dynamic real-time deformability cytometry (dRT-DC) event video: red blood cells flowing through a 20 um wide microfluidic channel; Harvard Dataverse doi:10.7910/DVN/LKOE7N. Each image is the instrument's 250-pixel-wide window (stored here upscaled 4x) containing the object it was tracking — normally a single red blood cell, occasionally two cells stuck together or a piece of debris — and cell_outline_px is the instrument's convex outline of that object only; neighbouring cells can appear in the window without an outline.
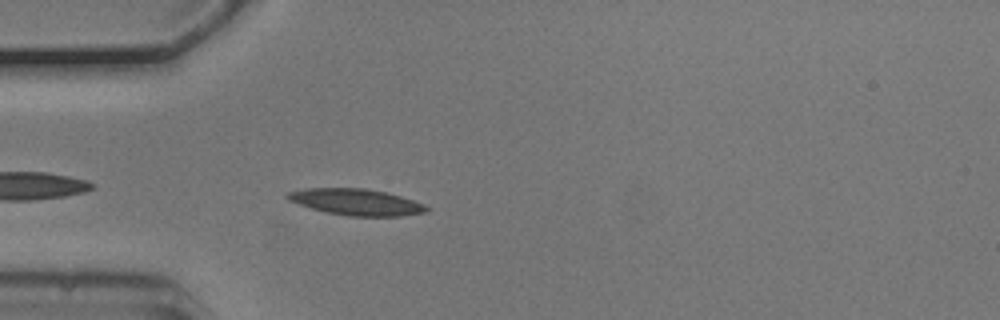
{"species": "common noctule bat (a hibernating species)", "species_latin": "Nyctalus noctula", "temperature_condition": "cold", "stored_images_in_passage": 43, "camera_frame_rate_fps": 3000, "um_per_image_px": 0.085, "animal": {"sex": "male", "body_mass_g": 20.5, "forearm_length_mm": 52.5}, "frame": {"image": 1, "passage_image": 3, "time_ms": 0.667, "image_size_px": [1000, 320], "cell_outline_px": [[428, 212], [400, 216], [348, 216], [324, 212], [288, 200], [284, 196], [288, 192], [304, 188], [364, 188], [384, 192], [400, 196], [424, 204], [428, 208]], "centroid_in_image_um": [30.25, 17.17], "position_along_channel_um": 54.7, "area_um2": 21.27}}
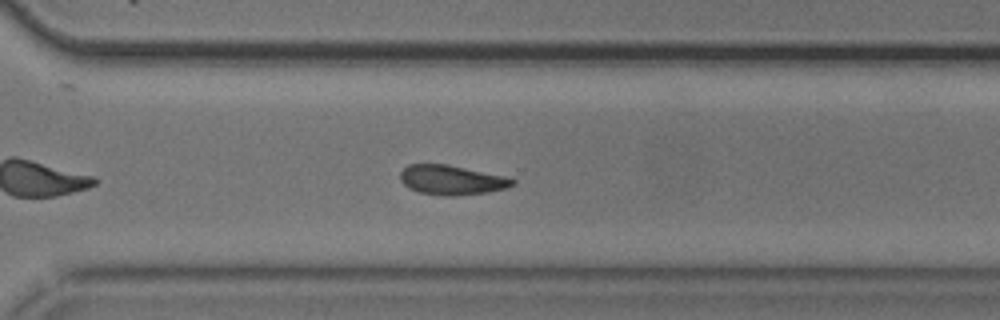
{"frame": {"image": 2, "passage_image": 26, "time_ms": 8.333, "image_size_px": [1000, 320], "cell_outline_px": [[516, 184], [508, 188], [488, 192], [456, 196], [440, 196], [420, 192], [408, 188], [400, 180], [400, 172], [408, 164], [448, 164], [508, 176], [516, 180]], "centroid_in_image_um": [38.44, 15.3], "position_along_channel_um": 332.2, "area_um2": 19.77}}
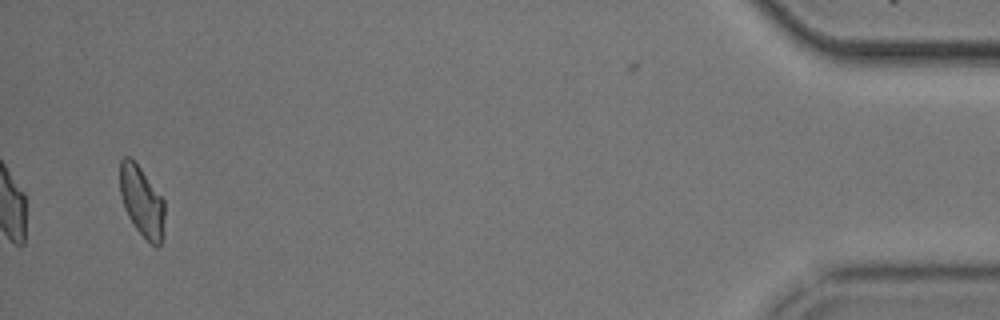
{"frame": {"image": 3, "passage_image": 40, "time_ms": 13.0, "image_size_px": [1000, 320], "cell_outline_px": [[164, 236], [160, 244], [156, 248], [136, 228], [128, 216], [124, 208], [120, 196], [120, 160], [124, 156], [128, 156], [140, 168], [164, 200]], "centroid_in_image_um": [12.06, 17.14], "position_along_channel_um": 423.1, "area_um2": 18.21}}